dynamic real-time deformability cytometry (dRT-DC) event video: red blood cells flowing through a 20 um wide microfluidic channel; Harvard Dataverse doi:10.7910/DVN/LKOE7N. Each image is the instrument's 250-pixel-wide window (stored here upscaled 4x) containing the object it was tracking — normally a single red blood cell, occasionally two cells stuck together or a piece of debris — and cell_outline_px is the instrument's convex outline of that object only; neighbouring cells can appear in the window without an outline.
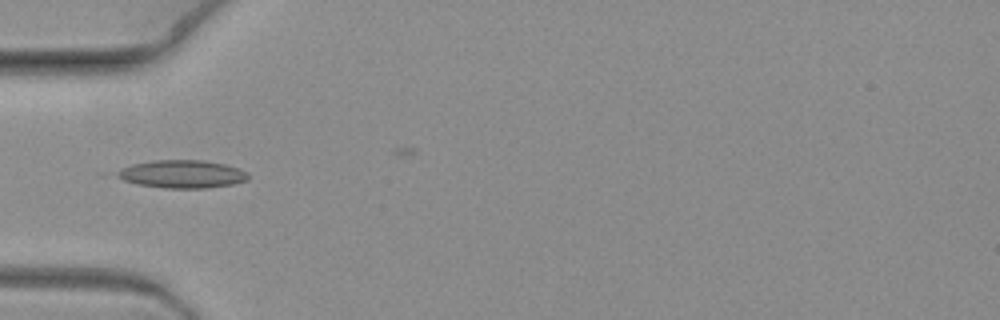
{"species": "common noctule bat (a hibernating species)", "species_latin": "Nyctalus noctula", "temperature_condition": "warm", "stored_images_in_passage": 7, "camera_frame_rate_fps": 3000, "um_per_image_px": 0.085, "animal": {"sex": "female", "body_mass_g": 19.3, "forearm_length_mm": 54.1}, "frame": {"image": 1, "passage_image": 6, "time_ms": 1.667, "image_size_px": [1000, 320], "cell_outline_px": [[248, 180], [232, 184], [208, 188], [164, 188], [136, 184], [124, 180], [116, 176], [112, 172], [120, 168], [132, 164], [156, 160], [204, 160], [224, 164], [248, 172]], "centroid_in_image_um": [15.43, 14.8], "position_along_channel_um": 69.6, "area_um2": 21.44}}